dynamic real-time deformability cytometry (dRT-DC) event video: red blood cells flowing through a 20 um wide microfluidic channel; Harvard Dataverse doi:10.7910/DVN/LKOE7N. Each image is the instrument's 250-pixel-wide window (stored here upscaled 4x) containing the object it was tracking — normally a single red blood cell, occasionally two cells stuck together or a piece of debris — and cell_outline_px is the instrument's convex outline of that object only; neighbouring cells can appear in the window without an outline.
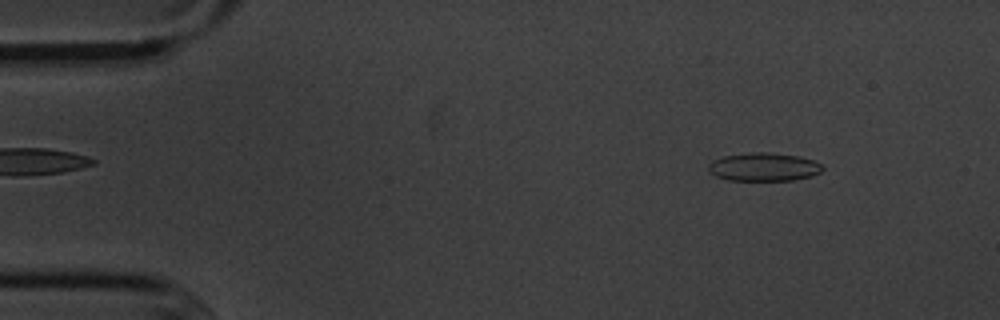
{"species": "common noctule bat (a hibernating species)", "species_latin": "Nyctalus noctula", "temperature_condition": "cold", "stored_images_in_passage": 55, "camera_frame_rate_fps": 3000, "um_per_image_px": 0.085, "animal": {"sex": "male", "body_mass_g": 20.1, "forearm_length_mm": 53.5}, "frame": {"image": 1, "passage_image": 7, "time_ms": 2.0, "image_size_px": [1000, 320], "cell_outline_px": [[824, 168], [820, 172], [812, 176], [796, 180], [728, 180], [716, 176], [708, 172], [708, 164], [712, 160], [724, 156], [752, 152], [772, 152], [800, 156], [816, 160]], "centroid_in_image_um": [64.94, 14.18], "position_along_channel_um": 20.1, "area_um2": 19.07}}
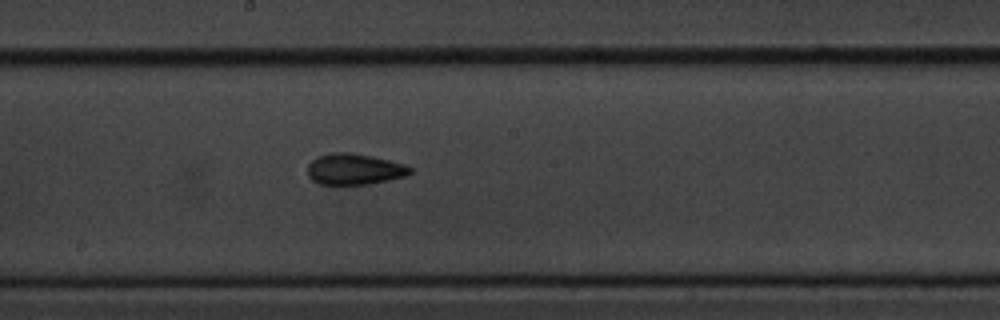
{"frame": {"image": 2, "passage_image": 30, "time_ms": 9.667, "image_size_px": [1000, 320], "cell_outline_px": [[412, 172], [404, 176], [388, 180], [368, 184], [320, 184], [312, 180], [308, 176], [308, 164], [316, 156], [332, 152], [352, 152], [372, 156], [404, 164], [412, 168]], "centroid_in_image_um": [30.09, 14.36], "position_along_channel_um": 218.1, "area_um2": 18.55}}
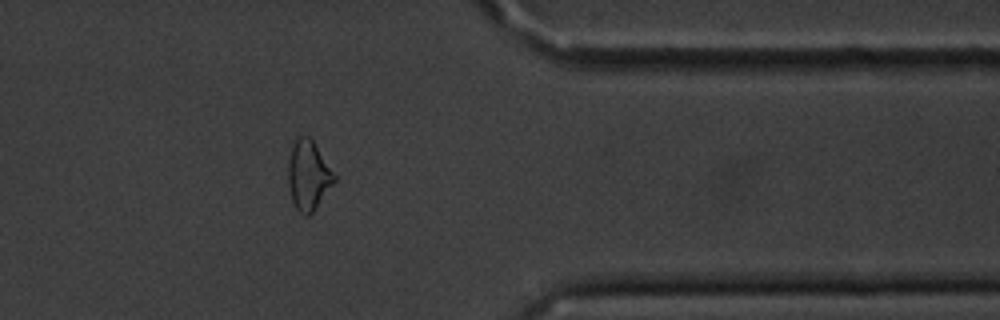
{"frame": {"image": 3, "passage_image": 45, "time_ms": 14.667, "image_size_px": [1000, 320], "cell_outline_px": [[336, 180], [312, 212], [308, 216], [304, 216], [296, 208], [292, 200], [288, 184], [288, 160], [296, 136], [308, 136], [312, 140], [336, 176]], "centroid_in_image_um": [26.19, 14.9], "position_along_channel_um": 385.2, "area_um2": 18.38}, "authors_computed_cell_mechanics": {"area_um2": 18.7272, "velocity_mm_per_s": 3.627, "shape_relaxation_time_tau1_ms": 8.3099, "shape_relaxation_time_tau2_ms": 3.1501, "deformation_change_tau1": 0.1715, "deformation_change_tau2": 0.1132}}